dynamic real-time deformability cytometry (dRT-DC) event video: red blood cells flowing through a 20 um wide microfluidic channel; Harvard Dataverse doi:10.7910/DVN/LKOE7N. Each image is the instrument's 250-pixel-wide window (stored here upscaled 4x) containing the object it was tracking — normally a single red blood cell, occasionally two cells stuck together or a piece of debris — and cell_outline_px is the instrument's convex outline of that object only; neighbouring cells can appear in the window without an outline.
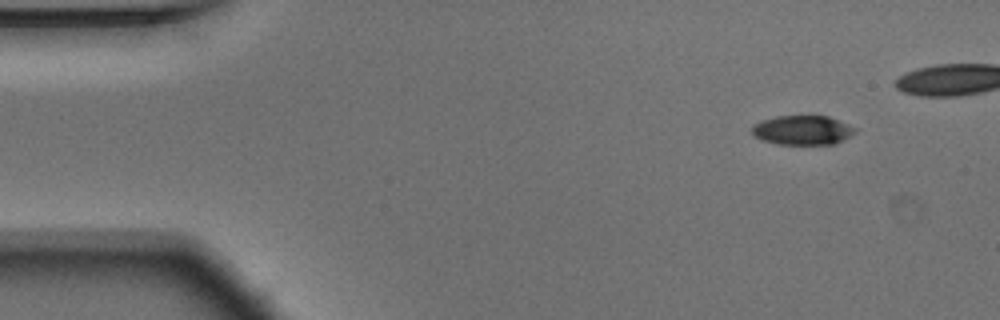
{"species": "Egyptian fruit bat (a non-hibernating species)", "species_latin": "Rousettus aegyptiacus", "temperature_condition": "warm", "stored_images_in_passage": 40, "camera_frame_rate_fps": 3000, "um_per_image_px": 0.085, "animal": {"sex": "male"}, "frame": {"image": 1, "passage_image": 1, "time_ms": 0.0, "image_size_px": [1000, 320], "cell_outline_px": [[856, 132], [844, 140], [832, 144], [780, 144], [764, 140], [756, 136], [752, 132], [752, 128], [756, 124], [764, 120], [776, 116], [828, 116], [848, 124], [856, 128]], "centroid_in_image_um": [68.27, 11.06], "position_along_channel_um": 16.7, "area_um2": 17.34}}
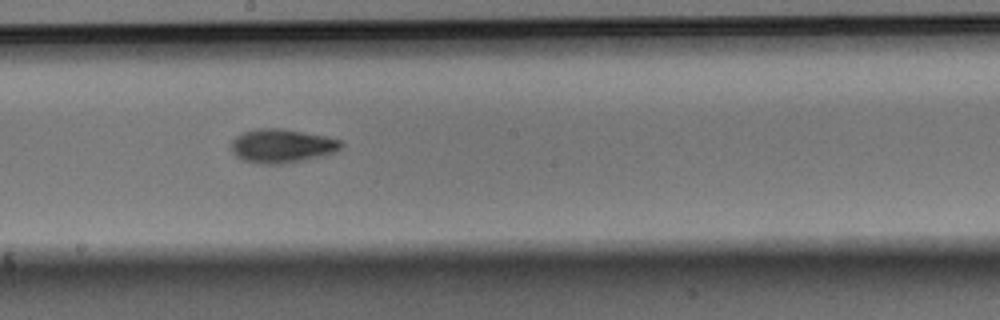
{"frame": {"image": 2, "passage_image": 25, "time_ms": 8.0, "image_size_px": [1000, 320], "cell_outline_px": [[344, 144], [336, 152], [304, 160], [284, 164], [260, 164], [244, 160], [236, 156], [232, 152], [232, 140], [240, 132], [260, 128], [280, 128], [324, 136], [340, 140]], "centroid_in_image_um": [23.94, 12.4], "position_along_channel_um": 224.3, "area_um2": 21.62}}
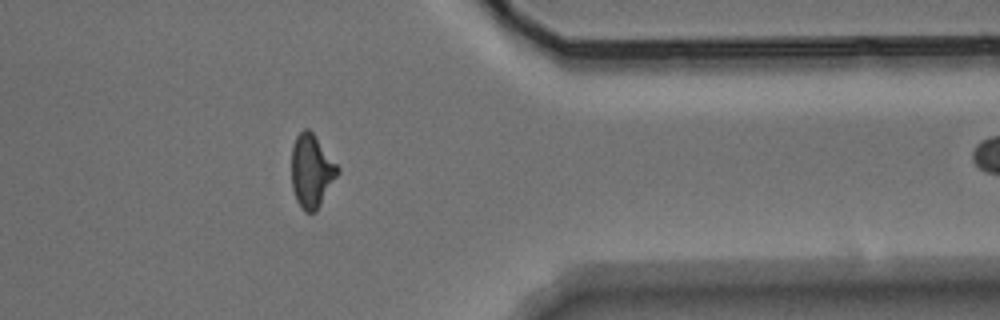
{"frame": {"image": 3, "passage_image": 39, "time_ms": 12.667, "image_size_px": [1000, 320], "cell_outline_px": [[340, 172], [316, 212], [304, 212], [300, 208], [296, 200], [292, 188], [292, 144], [296, 136], [304, 128], [308, 128], [312, 132], [340, 168]], "centroid_in_image_um": [26.48, 14.55], "position_along_channel_um": 384.9, "area_um2": 19.77}}